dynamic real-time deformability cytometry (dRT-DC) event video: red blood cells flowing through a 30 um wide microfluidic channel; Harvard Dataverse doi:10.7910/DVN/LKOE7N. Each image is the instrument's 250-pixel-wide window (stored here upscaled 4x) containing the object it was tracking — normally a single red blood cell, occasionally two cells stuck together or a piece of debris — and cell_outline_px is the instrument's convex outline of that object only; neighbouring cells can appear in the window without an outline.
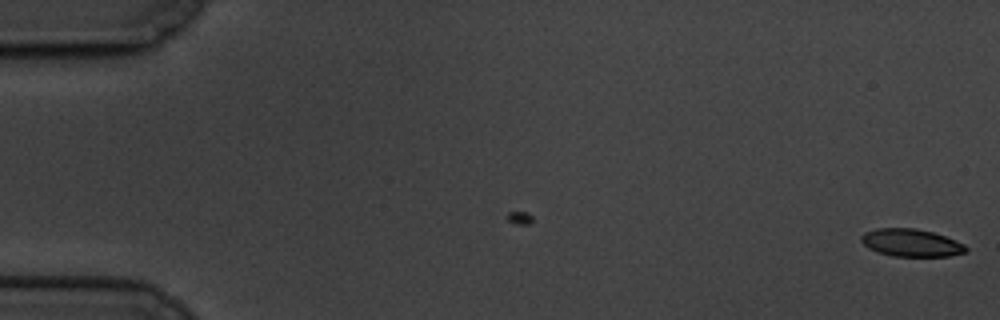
{"species": "common noctule bat (a hibernating species)", "species_latin": "Nyctalus noctula", "temperature_condition": "cold", "stored_images_in_passage": 17, "camera_frame_rate_fps": 3000, "um_per_image_px": 0.085, "animal": {"sex": "male", "body_mass_g": 19.5, "forearm_length_mm": 54.6}, "frame": {"image": 1, "passage_image": 17, "time_ms": 5.333, "image_size_px": [1000, 320], "cell_outline_px": [[968, 252], [948, 256], [892, 256], [876, 252], [868, 248], [860, 240], [860, 236], [864, 232], [876, 228], [916, 228], [932, 232], [944, 236], [964, 244], [968, 248]], "centroid_in_image_um": [77.42, 20.64], "position_along_channel_um": 7.6, "area_um2": 16.94}}